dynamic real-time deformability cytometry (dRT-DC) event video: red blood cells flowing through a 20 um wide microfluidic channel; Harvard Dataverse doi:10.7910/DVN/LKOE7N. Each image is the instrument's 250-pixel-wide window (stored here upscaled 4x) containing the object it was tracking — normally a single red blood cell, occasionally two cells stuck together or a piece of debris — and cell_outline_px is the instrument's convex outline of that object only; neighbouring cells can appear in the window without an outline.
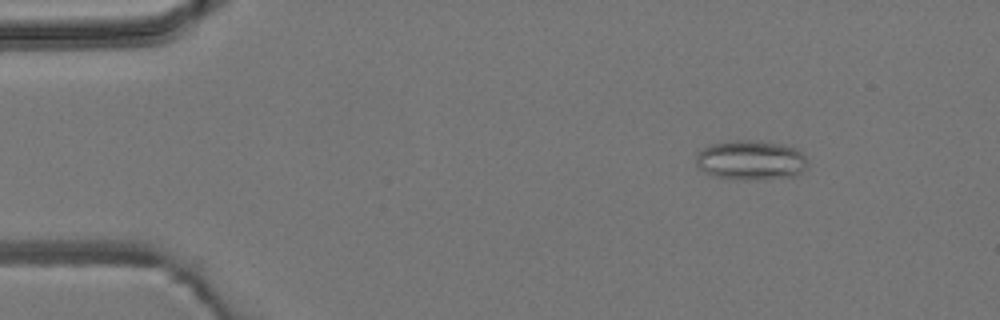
{"species": "common noctule bat (a hibernating species)", "species_latin": "Nyctalus noctula", "temperature_condition": "room temperature", "stored_images_in_passage": 4, "camera_frame_rate_fps": 3000, "um_per_image_px": 0.085, "animal": {"sex": "male", "body_mass_g": 19.2, "forearm_length_mm": 51.8}, "frame": {"image": 1, "passage_image": 2, "time_ms": 1.0, "image_size_px": [1000, 320], "cell_outline_px": [[808, 168], [796, 176], [744, 180], [716, 176], [700, 168], [696, 164], [696, 152], [708, 144], [728, 140], [748, 140], [784, 144], [796, 148], [808, 160]], "centroid_in_image_um": [63.83, 13.59], "position_along_channel_um": 21.2, "area_um2": 25.95}}